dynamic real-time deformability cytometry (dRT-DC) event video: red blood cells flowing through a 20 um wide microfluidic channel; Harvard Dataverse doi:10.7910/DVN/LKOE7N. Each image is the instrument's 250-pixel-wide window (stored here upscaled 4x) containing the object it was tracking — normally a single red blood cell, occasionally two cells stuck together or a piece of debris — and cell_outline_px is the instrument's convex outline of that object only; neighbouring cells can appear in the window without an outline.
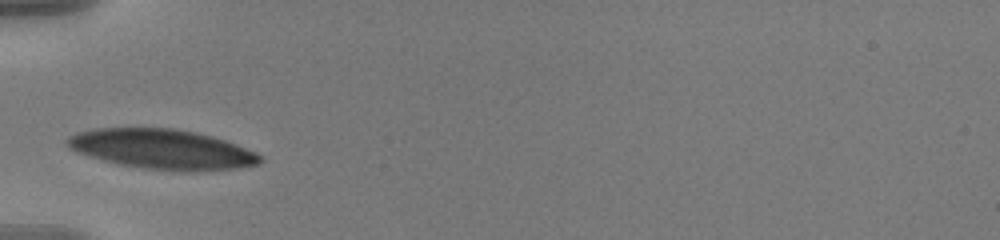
{"species": "human", "species_latin": "Homo sapiens", "temperature_condition": "warm", "stored_images_in_passage": 32, "camera_frame_rate_fps": 3000, "um_per_image_px": 0.085, "donor": {"sex": "male"}, "frame": {"image": 1, "passage_image": 1, "time_ms": 0.0, "image_size_px": [1000, 240], "cell_outline_px": [[264, 160], [260, 164], [232, 168], [192, 172], [140, 168], [120, 164], [104, 160], [76, 152], [64, 140], [68, 136], [76, 132], [92, 128], [176, 128], [196, 132], [212, 136], [236, 144], [256, 152]], "centroid_in_image_um": [13.77, 12.67], "position_along_channel_um": 71.2, "area_um2": 44.8}}
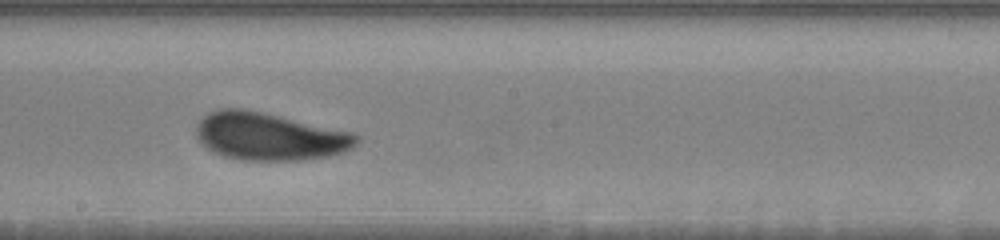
{"frame": {"image": 2, "passage_image": 14, "time_ms": 4.333, "image_size_px": [1000, 240], "cell_outline_px": [[360, 140], [352, 148], [344, 152], [328, 156], [300, 160], [244, 160], [224, 156], [208, 148], [196, 136], [196, 124], [208, 112], [220, 108], [244, 108], [352, 132], [360, 136]], "centroid_in_image_um": [22.91, 11.59], "position_along_channel_um": 225.3, "area_um2": 44.33}}
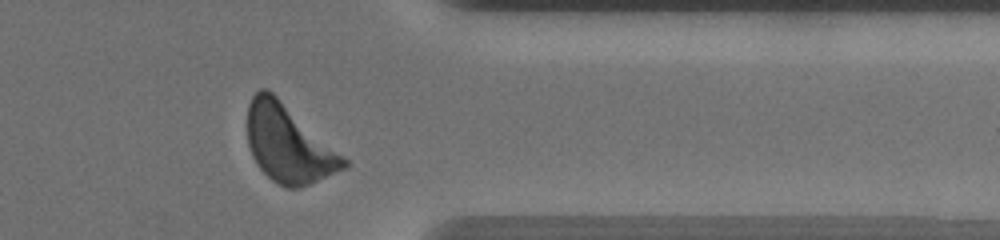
{"frame": {"image": 3, "passage_image": 28, "time_ms": 9.0, "image_size_px": [1000, 240], "cell_outline_px": [[348, 168], [300, 188], [288, 188], [272, 180], [256, 164], [252, 156], [248, 144], [248, 104], [252, 96], [260, 88], [268, 88], [348, 160]], "centroid_in_image_um": [24.52, 12.23], "position_along_channel_um": 386.9, "area_um2": 43.18}, "authors_computed_cell_mechanics": {"area_um2": 43.639, "velocity_mm_per_s": 3.5845, "shape_relaxation_time_tau1_ms": 2.9749, "shape_relaxation_time_tau2_ms": 3.7468, "deformation_change_tau1": 0.1264, "deformation_change_tau2": 0.0822}}